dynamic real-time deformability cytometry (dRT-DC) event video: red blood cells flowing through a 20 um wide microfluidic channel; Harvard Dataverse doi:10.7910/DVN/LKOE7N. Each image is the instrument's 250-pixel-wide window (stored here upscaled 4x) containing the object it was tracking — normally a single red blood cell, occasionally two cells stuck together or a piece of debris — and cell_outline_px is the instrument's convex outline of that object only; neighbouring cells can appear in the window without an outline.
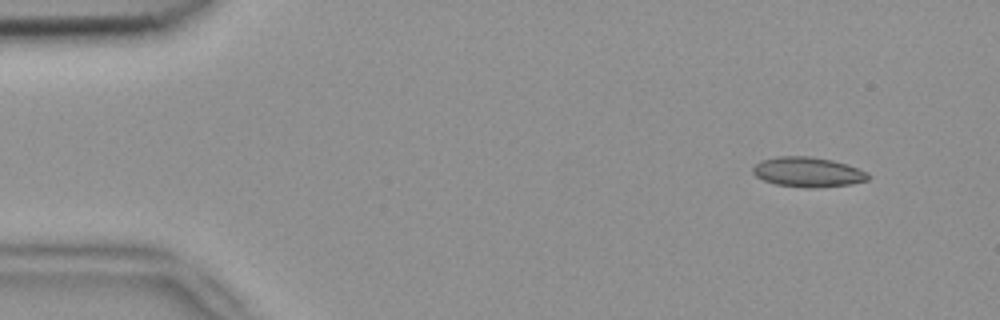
{"species": "common noctule bat (a hibernating species)", "species_latin": "Nyctalus noctula", "temperature_condition": "room temperature", "stored_images_in_passage": 5, "segment_of_instrument_passage": [1, 2], "camera_frame_rate_fps": 3000, "um_per_image_px": 0.085, "animal": {"sex": "female", "body_mass_g": 18.4}, "frame": {"image": 1, "passage_image": 1, "time_ms": 0.0, "image_size_px": [1000, 320], "cell_outline_px": [[872, 176], [868, 180], [848, 184], [812, 188], [804, 188], [776, 184], [764, 180], [756, 176], [752, 172], [752, 168], [760, 160], [776, 156], [808, 156], [832, 160], [848, 164], [868, 172]], "centroid_in_image_um": [68.67, 14.62], "position_along_channel_um": 16.3, "area_um2": 20.17}}
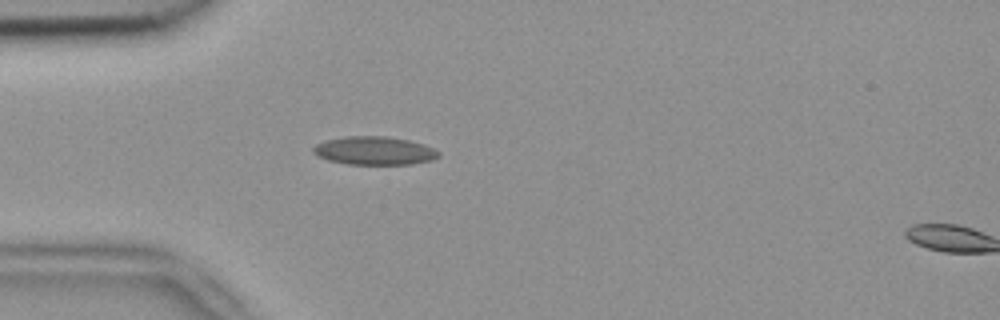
{"frame": {"image": 2, "passage_image": 4, "time_ms": 1.0, "image_size_px": [1000, 320], "cell_outline_px": [[440, 156], [432, 160], [412, 164], [348, 164], [328, 160], [312, 152], [312, 148], [316, 144], [324, 140], [348, 136], [384, 136], [408, 140], [424, 144], [440, 152]], "centroid_in_image_um": [31.82, 12.81], "position_along_channel_um": 53.2, "area_um2": 20.63}}